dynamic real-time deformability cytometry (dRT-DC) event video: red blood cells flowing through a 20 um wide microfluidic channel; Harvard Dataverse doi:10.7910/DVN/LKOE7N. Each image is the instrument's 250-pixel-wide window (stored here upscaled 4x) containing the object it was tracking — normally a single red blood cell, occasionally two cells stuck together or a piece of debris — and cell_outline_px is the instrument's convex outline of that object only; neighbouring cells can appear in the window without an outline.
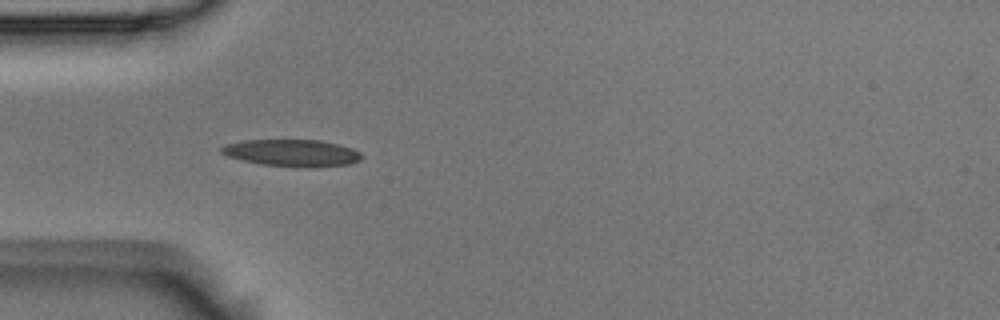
{"species": "Egyptian fruit bat (a non-hibernating species)", "species_latin": "Rousettus aegyptiacus", "temperature_condition": "room temperature", "stored_images_in_passage": 6, "camera_frame_rate_fps": 3000, "um_per_image_px": 0.085, "animal": {"sex": "male"}, "frame": {"image": 1, "passage_image": 5, "time_ms": 1.333, "image_size_px": [1000, 320], "cell_outline_px": [[364, 156], [360, 160], [348, 164], [264, 164], [244, 160], [228, 156], [220, 152], [220, 148], [224, 144], [244, 140], [320, 140], [340, 144], [352, 148], [360, 152]], "centroid_in_image_um": [24.79, 12.93], "position_along_channel_um": 60.2, "area_um2": 20.81}}
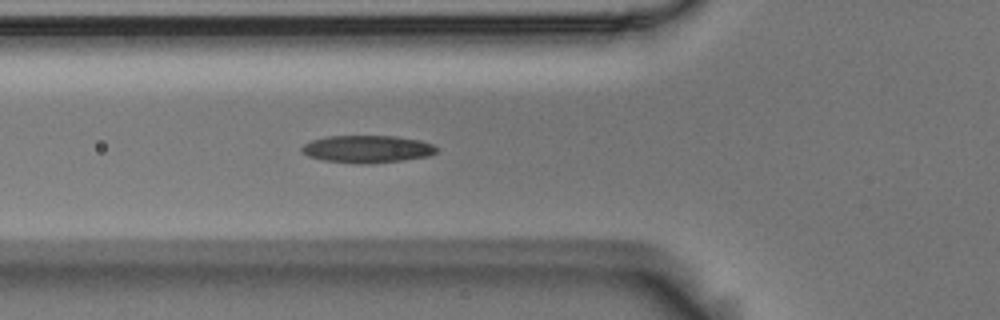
{"frame": {"image": 2, "passage_image": 6, "time_ms": 1.667, "image_size_px": [1000, 320], "cell_outline_px": [[440, 148], [436, 152], [428, 156], [404, 160], [372, 164], [360, 164], [324, 160], [308, 156], [300, 148], [304, 144], [312, 140], [328, 136], [396, 136], [420, 140], [432, 144]], "centroid_in_image_um": [31.25, 12.67], "position_along_channel_um": 94.5, "area_um2": 21.62}}